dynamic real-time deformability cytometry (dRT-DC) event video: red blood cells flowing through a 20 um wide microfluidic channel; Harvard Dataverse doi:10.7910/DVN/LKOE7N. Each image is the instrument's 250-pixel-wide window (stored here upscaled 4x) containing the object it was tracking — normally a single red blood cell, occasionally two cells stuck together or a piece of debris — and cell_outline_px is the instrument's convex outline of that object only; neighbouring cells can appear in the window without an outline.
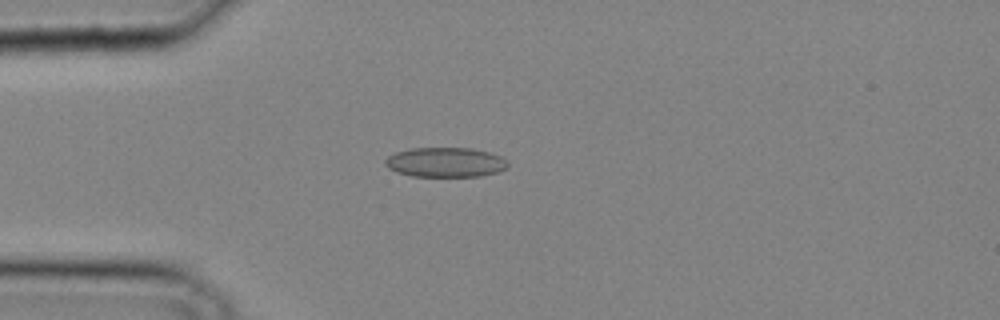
{"species": "common noctule bat (a hibernating species)", "species_latin": "Nyctalus noctula", "temperature_condition": "cold", "stored_images_in_passage": 27, "camera_frame_rate_fps": 3000, "um_per_image_px": 0.085, "animal": {"sex": "male", "body_mass_g": 20.4}, "frame": {"image": 1, "passage_image": 2, "time_ms": 0.333, "image_size_px": [1000, 320], "cell_outline_px": [[508, 168], [496, 172], [480, 176], [412, 176], [396, 172], [388, 168], [384, 164], [384, 160], [388, 156], [396, 152], [412, 148], [472, 148], [488, 152], [500, 156], [508, 164]], "centroid_in_image_um": [37.83, 13.79], "position_along_channel_um": 47.2, "area_um2": 21.15}}
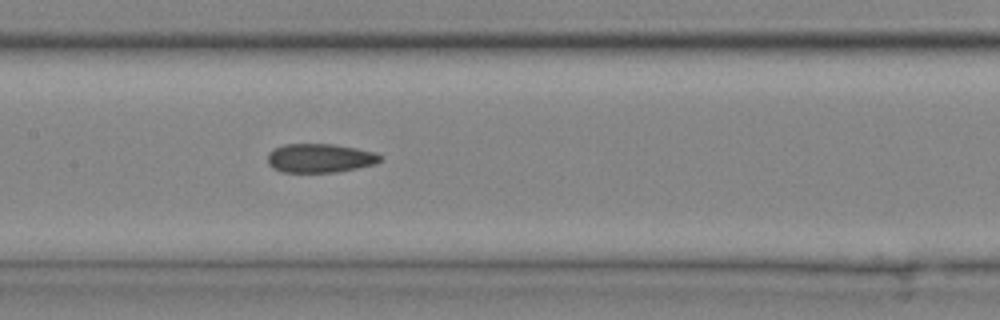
{"frame": {"image": 2, "passage_image": 10, "time_ms": 3.0, "image_size_px": [1000, 320], "cell_outline_px": [[384, 156], [376, 164], [336, 172], [280, 172], [272, 168], [268, 164], [268, 152], [272, 148], [284, 144], [332, 144], [356, 148], [376, 152]], "centroid_in_image_um": [27.18, 13.44], "position_along_channel_um": 180.2, "area_um2": 19.19}}
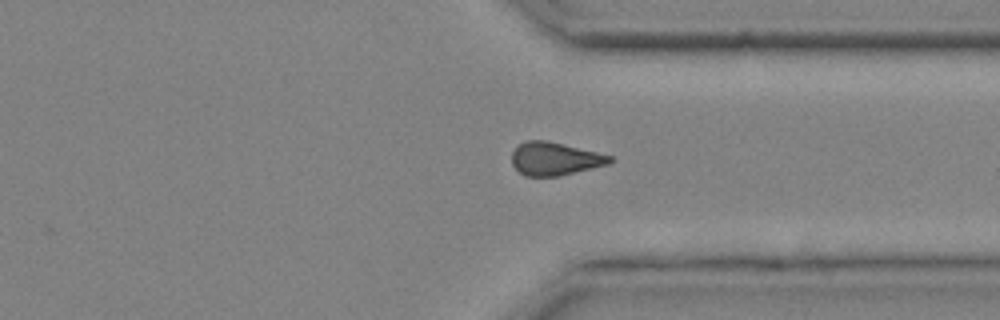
{"frame": {"image": 3, "passage_image": 20, "time_ms": 6.333, "image_size_px": [1000, 320], "cell_outline_px": [[612, 160], [608, 164], [560, 176], [524, 176], [512, 164], [512, 152], [516, 144], [524, 140], [544, 140], [596, 152], [612, 156]], "centroid_in_image_um": [47.1, 13.49], "position_along_channel_um": 364.3, "area_um2": 18.79}}